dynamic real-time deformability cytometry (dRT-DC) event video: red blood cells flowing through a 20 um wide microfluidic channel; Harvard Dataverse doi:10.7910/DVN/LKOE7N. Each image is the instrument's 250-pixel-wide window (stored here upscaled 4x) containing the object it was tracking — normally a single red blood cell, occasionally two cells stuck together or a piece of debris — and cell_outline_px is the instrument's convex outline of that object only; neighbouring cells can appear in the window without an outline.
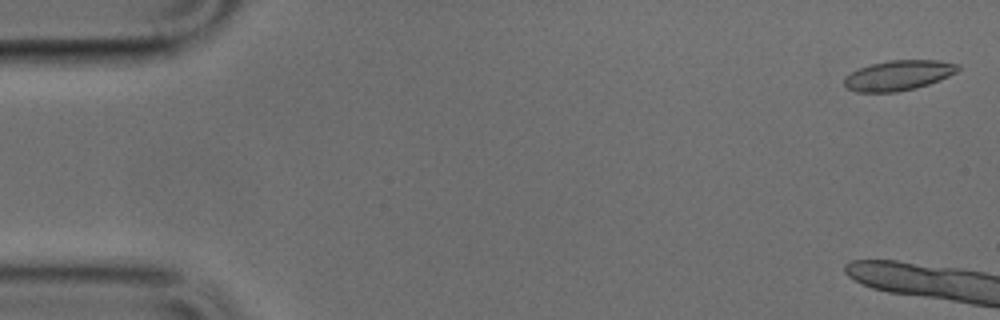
{"species": "common noctule bat (a hibernating species)", "species_latin": "Nyctalus noctula", "temperature_condition": "cold", "stored_images_in_passage": 4, "camera_frame_rate_fps": 3000, "um_per_image_px": 0.085, "animal": {"sex": "male", "body_mass_g": 17.9, "forearm_length_mm": 54.2}, "frame": {"image": 1, "passage_image": 1, "time_ms": 0.0, "image_size_px": [1000, 320], "cell_outline_px": [[960, 68], [956, 72], [940, 80], [916, 88], [896, 92], [856, 92], [848, 88], [844, 84], [844, 76], [860, 68], [872, 64], [888, 60], [940, 60], [960, 64]], "centroid_in_image_um": [76.39, 6.4], "position_along_channel_um": 8.6, "area_um2": 19.94}}